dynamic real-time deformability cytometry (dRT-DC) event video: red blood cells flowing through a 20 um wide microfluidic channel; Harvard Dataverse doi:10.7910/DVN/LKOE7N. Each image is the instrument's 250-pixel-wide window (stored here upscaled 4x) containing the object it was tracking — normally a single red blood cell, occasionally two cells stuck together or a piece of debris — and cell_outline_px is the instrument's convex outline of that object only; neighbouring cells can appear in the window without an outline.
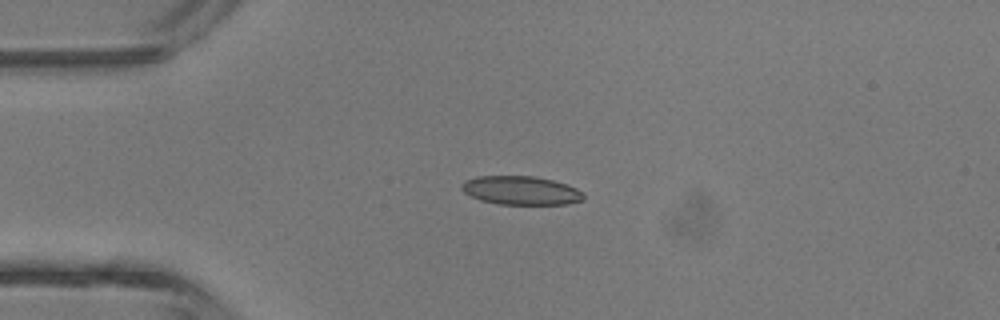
{"species": "common noctule bat (a hibernating species)", "species_latin": "Nyctalus noctula", "temperature_condition": "room temperature", "stored_images_in_passage": 3, "camera_frame_rate_fps": 3000, "um_per_image_px": 0.085, "animal": {"sex": "male", "body_mass_g": 13.3}, "frame": {"image": 1, "passage_image": 2, "time_ms": 2.333, "image_size_px": [1000, 320], "cell_outline_px": [[584, 200], [568, 204], [500, 204], [480, 200], [464, 192], [460, 188], [460, 184], [464, 180], [476, 176], [536, 176], [568, 184], [584, 192]], "centroid_in_image_um": [44.29, 16.18], "position_along_channel_um": 40.7, "area_um2": 20.58}}